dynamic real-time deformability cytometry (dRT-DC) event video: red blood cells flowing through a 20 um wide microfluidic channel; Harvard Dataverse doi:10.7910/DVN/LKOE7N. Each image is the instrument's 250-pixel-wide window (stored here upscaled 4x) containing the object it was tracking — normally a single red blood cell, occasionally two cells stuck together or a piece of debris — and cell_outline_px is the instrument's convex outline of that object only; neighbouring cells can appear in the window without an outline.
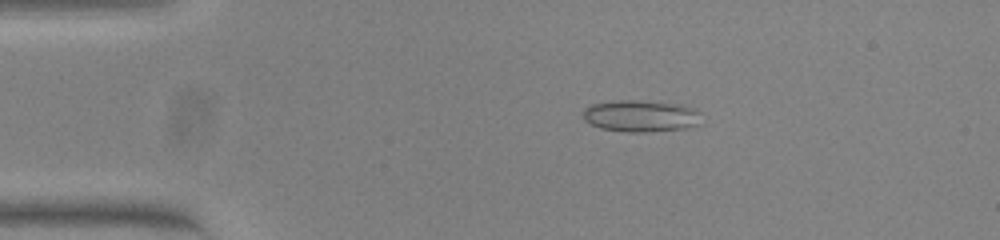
{"species": "common noctule bat (a hibernating species)", "species_latin": "Nyctalus noctula", "temperature_condition": "warm", "stored_images_in_passage": 47, "camera_frame_rate_fps": 3000, "um_per_image_px": 0.085, "animal": {"sex": "female", "body_mass_g": 23.0, "forearm_length_mm": 53.4}, "frame": {"image": 1, "passage_image": 4, "time_ms": 1.0, "image_size_px": [1000, 240], "cell_outline_px": [[704, 124], [688, 128], [644, 132], [628, 132], [600, 128], [584, 120], [584, 108], [592, 104], [612, 100], [636, 100], [680, 104], [696, 108], [700, 112]], "centroid_in_image_um": [54.55, 9.85], "position_along_channel_um": 30.5, "area_um2": 22.31}}
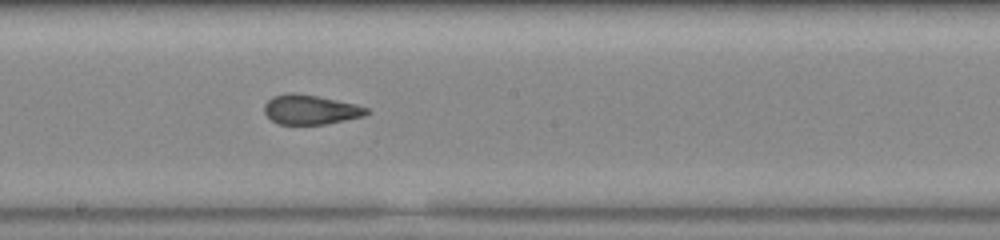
{"frame": {"image": 2, "passage_image": 23, "time_ms": 7.333, "image_size_px": [1000, 240], "cell_outline_px": [[368, 112], [364, 116], [324, 124], [280, 124], [272, 120], [264, 112], [264, 104], [272, 96], [288, 92], [296, 92], [356, 104], [368, 108]], "centroid_in_image_um": [26.36, 9.3], "position_along_channel_um": 221.8, "area_um2": 17.51}}
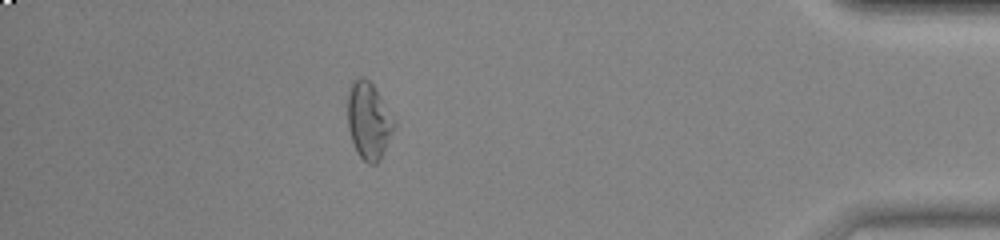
{"frame": {"image": 3, "passage_image": 41, "time_ms": 13.333, "image_size_px": [1000, 240], "cell_outline_px": [[396, 124], [380, 160], [376, 164], [368, 164], [356, 152], [348, 128], [348, 92], [352, 80], [360, 76], [364, 76], [372, 84], [396, 120]], "centroid_in_image_um": [31.34, 10.25], "position_along_channel_um": 403.9, "area_um2": 20.87}, "authors_computed_cell_mechanics": {"area_um2": 19.1896, "velocity_mm_per_s": 3.8336, "shape_relaxation_time_tau1_ms": null, "shape_relaxation_time_tau2_ms": 1.0631, "deformation_change_tau1": null, "deformation_change_tau2": 0.0633}}